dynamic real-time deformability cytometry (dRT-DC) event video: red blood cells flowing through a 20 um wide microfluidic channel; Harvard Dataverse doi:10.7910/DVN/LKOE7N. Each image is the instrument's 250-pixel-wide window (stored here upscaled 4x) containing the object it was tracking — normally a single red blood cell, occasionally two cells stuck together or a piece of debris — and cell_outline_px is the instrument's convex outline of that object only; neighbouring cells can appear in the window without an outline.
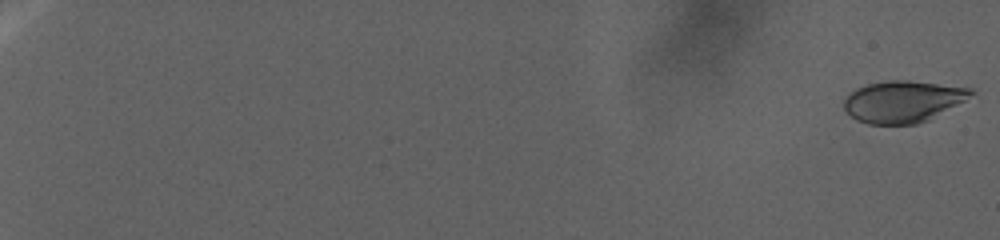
{"species": "human", "species_latin": "Homo sapiens", "temperature_condition": "warm", "stored_images_in_passage": 81, "camera_frame_rate_fps": 3000, "um_per_image_px": 0.085, "donor": {"sex": "female"}, "frame": {"image": 1, "passage_image": 1, "time_ms": 0.0, "image_size_px": [1000, 240], "cell_outline_px": [[972, 92], [964, 100], [928, 120], [916, 124], [868, 124], [856, 120], [844, 108], [844, 100], [856, 88], [868, 84], [892, 80], [908, 80], [972, 88]], "centroid_in_image_um": [76.71, 8.63], "position_along_channel_um": 8.3, "area_um2": 30.29}}
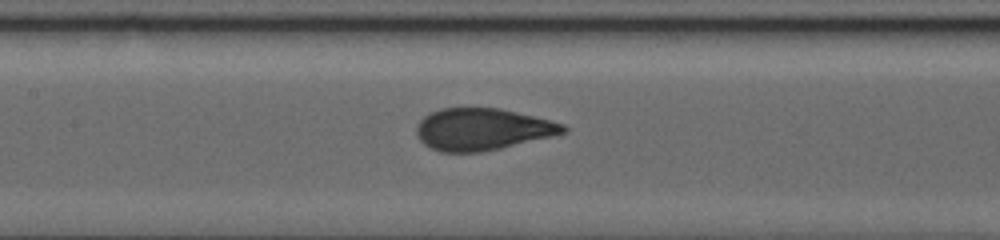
{"frame": {"image": 2, "passage_image": 43, "time_ms": 28.0, "image_size_px": [1000, 240], "cell_outline_px": [[568, 132], [552, 136], [500, 148], [480, 152], [440, 152], [424, 144], [416, 136], [416, 124], [424, 116], [440, 108], [500, 108], [552, 120], [564, 124], [568, 128]], "centroid_in_image_um": [41.0, 10.98], "position_along_channel_um": 166.4, "area_um2": 35.89}}
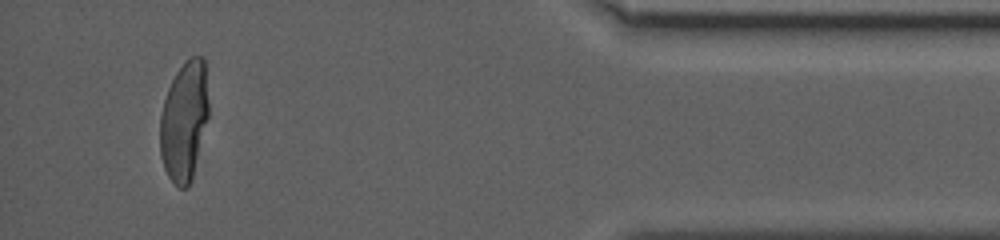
{"frame": {"image": 3, "passage_image": 77, "time_ms": 47.0, "image_size_px": [1000, 240], "cell_outline_px": [[208, 116], [192, 176], [188, 184], [184, 188], [176, 188], [168, 176], [164, 168], [160, 156], [160, 116], [164, 100], [168, 88], [176, 72], [184, 60], [188, 56], [204, 56], [208, 104]], "centroid_in_image_um": [15.64, 10.25], "position_along_channel_um": 419.6, "area_um2": 33.76}}